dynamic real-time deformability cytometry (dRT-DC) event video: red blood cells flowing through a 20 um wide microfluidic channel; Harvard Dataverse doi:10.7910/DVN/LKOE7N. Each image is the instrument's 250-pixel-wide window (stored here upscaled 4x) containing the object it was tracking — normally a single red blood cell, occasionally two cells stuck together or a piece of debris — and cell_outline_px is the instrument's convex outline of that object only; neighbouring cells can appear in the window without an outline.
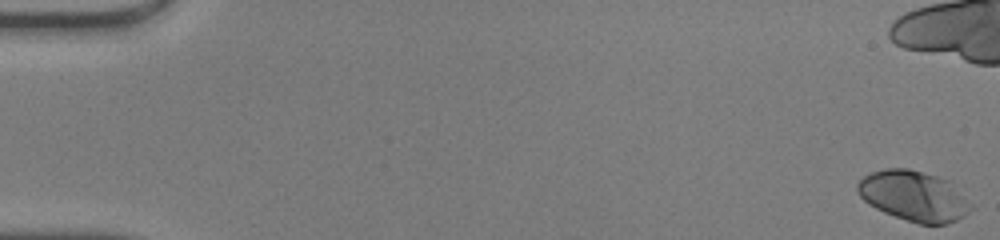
{"species": "human", "species_latin": "Homo sapiens", "temperature_condition": "warm", "stored_images_in_passage": 50, "camera_frame_rate_fps": 3000, "um_per_image_px": 0.085, "donor": {"sex": "male"}, "frame": {"image": 1, "passage_image": 1, "time_ms": 0.0, "image_size_px": [1000, 240], "cell_outline_px": [[976, 208], [964, 216], [948, 224], [920, 224], [884, 212], [868, 204], [860, 196], [856, 188], [856, 184], [864, 176], [872, 172], [884, 168], [908, 168], [936, 176], [948, 180]], "centroid_in_image_um": [77.69, 16.66], "position_along_channel_um": 7.3, "area_um2": 33.18}}
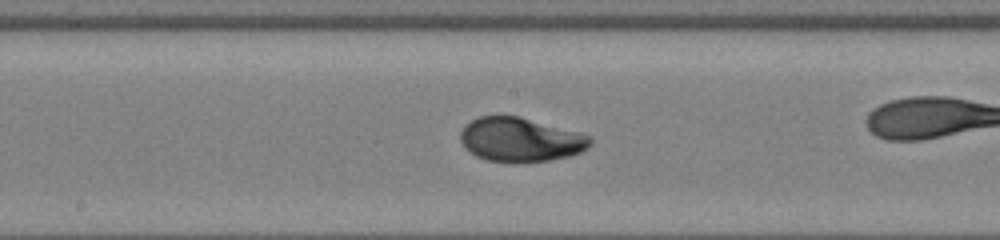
{"frame": {"image": 2, "passage_image": 27, "time_ms": 8.667, "image_size_px": [1000, 240], "cell_outline_px": [[592, 144], [588, 148], [572, 156], [548, 160], [488, 160], [476, 156], [464, 148], [460, 140], [460, 132], [464, 124], [480, 116], [520, 116], [592, 136]], "centroid_in_image_um": [44.24, 11.84], "position_along_channel_um": 204.0, "area_um2": 32.95}}
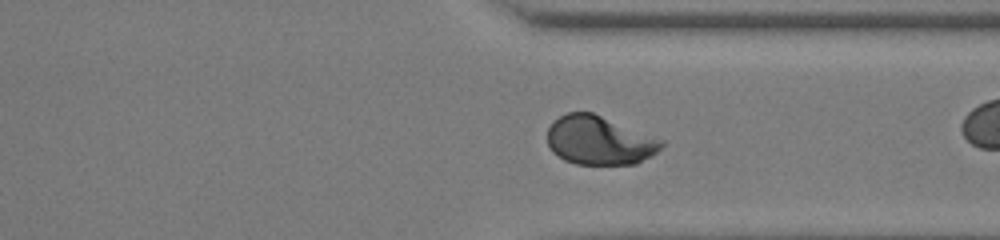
{"frame": {"image": 3, "passage_image": 38, "time_ms": 12.333, "image_size_px": [1000, 240], "cell_outline_px": [[664, 144], [652, 156], [636, 164], [576, 164], [564, 160], [552, 152], [548, 144], [548, 128], [552, 120], [568, 112], [592, 112], [664, 140]], "centroid_in_image_um": [50.93, 11.93], "position_along_channel_um": 360.5, "area_um2": 32.48}, "authors_computed_cell_mechanics": {"area_um2": 32.946, "velocity_mm_per_s": 4.2649, "shape_relaxation_time_tau1_ms": 3.3668, "shape_relaxation_time_tau2_ms": null, "deformation_change_tau1": 0.2108, "deformation_change_tau2": null}}